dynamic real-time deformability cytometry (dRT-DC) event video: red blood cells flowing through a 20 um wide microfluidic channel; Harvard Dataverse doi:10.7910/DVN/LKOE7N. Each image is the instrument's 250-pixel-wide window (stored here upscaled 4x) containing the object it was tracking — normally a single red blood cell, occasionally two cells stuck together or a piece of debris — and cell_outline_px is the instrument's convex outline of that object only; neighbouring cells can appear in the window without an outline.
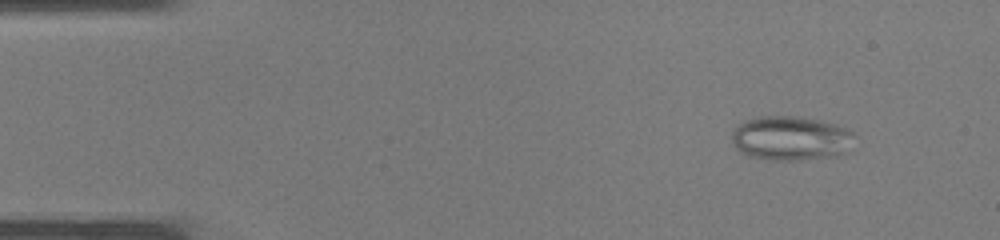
{"species": "common noctule bat (a hibernating species)", "species_latin": "Nyctalus noctula", "temperature_condition": "warm", "stored_images_in_passage": 37, "camera_frame_rate_fps": 3000, "um_per_image_px": 0.085, "animal": {"sex": "male", "body_mass_g": 19.0, "forearm_length_mm": 50.8}, "frame": {"image": 1, "passage_image": 4, "time_ms": 1.0, "image_size_px": [1000, 240], "cell_outline_px": [[856, 136], [836, 156], [800, 160], [772, 160], [748, 156], [740, 152], [732, 144], [732, 132], [740, 124], [748, 120], [760, 116], [796, 116], [816, 120], [832, 124], [844, 128], [852, 132]], "centroid_in_image_um": [67.14, 11.76], "position_along_channel_um": 17.9, "area_um2": 31.1}}
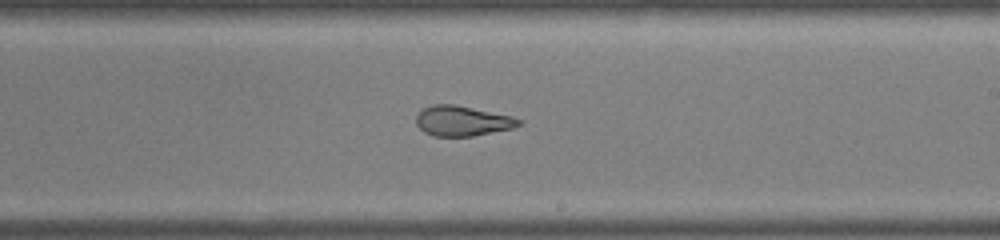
{"frame": {"image": 2, "passage_image": 22, "time_ms": 7.0, "image_size_px": [1000, 240], "cell_outline_px": [[524, 120], [520, 124], [512, 128], [472, 136], [432, 136], [424, 132], [416, 124], [416, 116], [424, 108], [432, 104], [452, 104], [512, 116]], "centroid_in_image_um": [39.28, 10.28], "position_along_channel_um": 249.7, "area_um2": 17.86}}
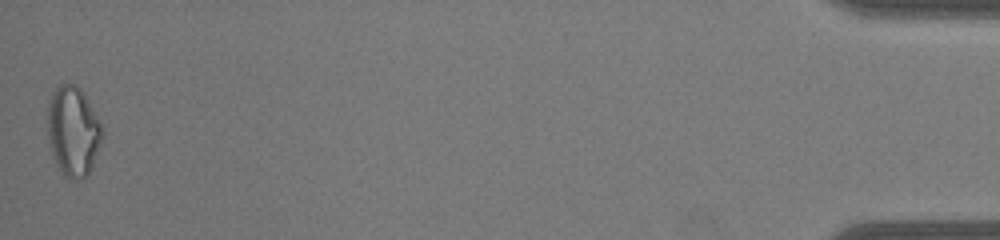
{"frame": {"image": 3, "passage_image": 37, "time_ms": 12.0, "image_size_px": [1000, 240], "cell_outline_px": [[104, 136], [88, 176], [80, 180], [76, 180], [64, 176], [56, 164], [48, 140], [48, 104], [52, 92], [60, 84], [72, 84], [80, 88], [104, 128]], "centroid_in_image_um": [6.23, 11.18], "position_along_channel_um": 429.0, "area_um2": 28.67}}